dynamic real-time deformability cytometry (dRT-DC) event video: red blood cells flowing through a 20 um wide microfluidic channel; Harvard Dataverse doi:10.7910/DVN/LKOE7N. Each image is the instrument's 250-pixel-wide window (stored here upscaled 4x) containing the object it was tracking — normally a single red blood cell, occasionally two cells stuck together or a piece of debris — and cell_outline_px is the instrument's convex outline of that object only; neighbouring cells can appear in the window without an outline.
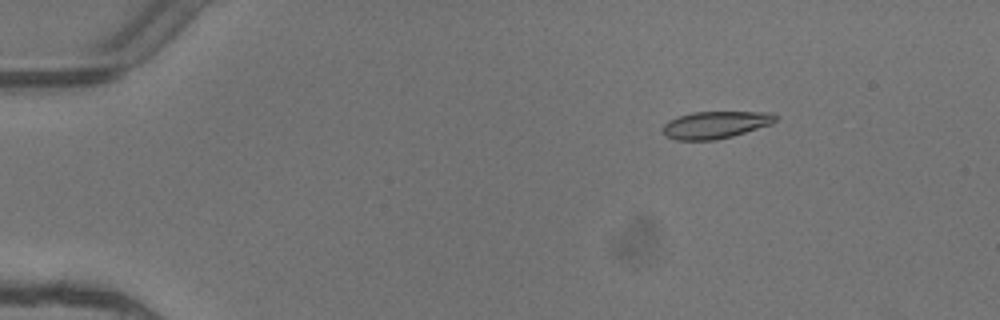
{"species": "common noctule bat (a hibernating species)", "species_latin": "Nyctalus noctula", "temperature_condition": "warm", "stored_images_in_passage": 5, "camera_frame_rate_fps": 3000, "um_per_image_px": 0.085, "animal": {"sex": "female"}, "frame": {"image": 1, "passage_image": 3, "time_ms": 0.667, "image_size_px": [1000, 320], "cell_outline_px": [[776, 120], [772, 124], [732, 136], [716, 140], [676, 140], [664, 136], [664, 124], [668, 120], [692, 112], [772, 112], [776, 116]], "centroid_in_image_um": [60.81, 10.61], "position_along_channel_um": 24.2, "area_um2": 17.8}}